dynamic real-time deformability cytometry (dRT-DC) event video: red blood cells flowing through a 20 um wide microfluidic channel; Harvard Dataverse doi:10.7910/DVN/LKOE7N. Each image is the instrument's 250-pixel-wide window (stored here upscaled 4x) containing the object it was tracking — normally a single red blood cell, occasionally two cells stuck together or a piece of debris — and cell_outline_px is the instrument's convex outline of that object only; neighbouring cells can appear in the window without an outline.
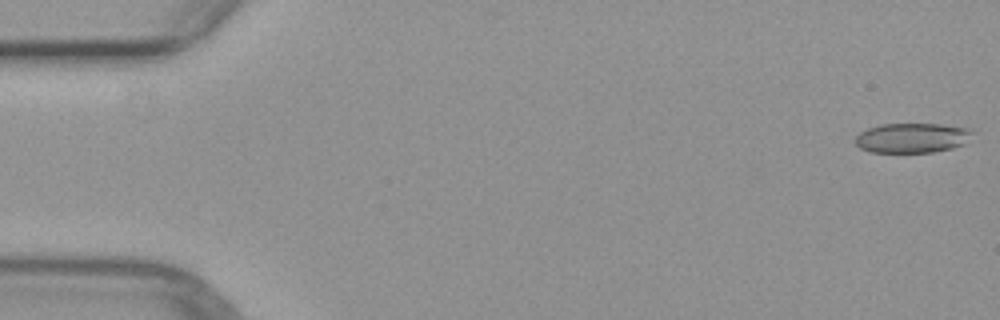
{"species": "common noctule bat (a hibernating species)", "species_latin": "Nyctalus noctula", "temperature_condition": "warm", "stored_images_in_passage": 8, "camera_frame_rate_fps": 3000, "um_per_image_px": 0.085, "animal": {"sex": "female", "body_mass_g": 29.2, "forearm_length_mm": 56.3}, "frame": {"image": 1, "passage_image": 1, "time_ms": 0.0, "image_size_px": [1000, 320], "cell_outline_px": [[976, 132], [964, 144], [952, 148], [932, 152], [872, 152], [860, 148], [856, 144], [856, 136], [860, 132], [868, 128], [880, 124], [940, 124], [972, 128]], "centroid_in_image_um": [77.58, 11.71], "position_along_channel_um": 7.4, "area_um2": 20.46}}